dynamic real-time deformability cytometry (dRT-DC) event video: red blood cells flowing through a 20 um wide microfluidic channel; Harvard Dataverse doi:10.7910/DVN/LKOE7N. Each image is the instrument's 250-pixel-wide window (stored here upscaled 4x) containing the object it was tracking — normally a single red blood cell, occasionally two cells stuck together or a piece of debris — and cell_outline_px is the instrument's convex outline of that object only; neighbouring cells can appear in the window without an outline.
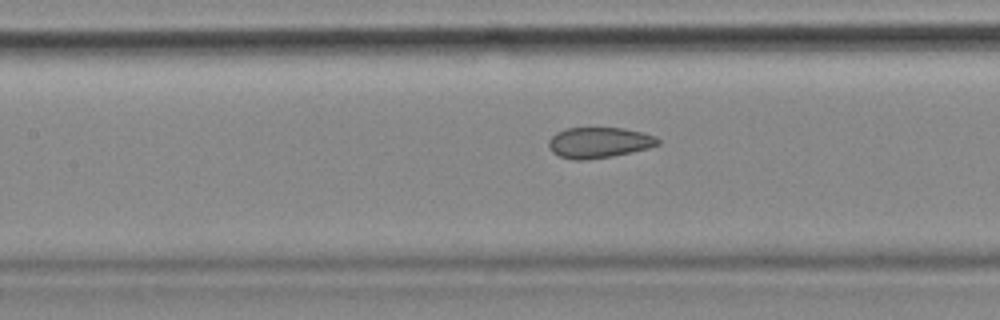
{"species": "common noctule bat (a hibernating species)", "species_latin": "Nyctalus noctula", "temperature_condition": "cold", "stored_images_in_passage": 55, "camera_frame_rate_fps": 3000, "um_per_image_px": 0.085, "animal": {"sex": "female", "body_mass_g": 18.4}, "frame": {"image": 1, "passage_image": 24, "time_ms": 7.667, "image_size_px": [1000, 320], "cell_outline_px": [[660, 144], [648, 148], [632, 152], [612, 156], [584, 160], [576, 160], [560, 156], [552, 152], [548, 144], [548, 140], [556, 132], [564, 128], [624, 128], [656, 136], [660, 140]], "centroid_in_image_um": [50.91, 12.11], "position_along_channel_um": 156.5, "area_um2": 19.54}, "authors_computed_cell_mechanics": {"area_um2": 20.9814, "velocity_mm_per_s": 3.5714, "shape_relaxation_time_tau1_ms": null, "shape_relaxation_time_tau2_ms": 1.4322, "deformation_change_tau1": null, "deformation_change_tau2": 0.0707}}